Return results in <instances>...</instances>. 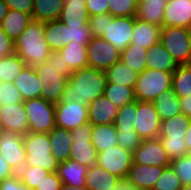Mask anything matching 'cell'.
<instances>
[{
    "mask_svg": "<svg viewBox=\"0 0 191 190\" xmlns=\"http://www.w3.org/2000/svg\"><path fill=\"white\" fill-rule=\"evenodd\" d=\"M106 82L105 71L91 67L73 71L68 79L61 101H77L88 105L103 96Z\"/></svg>",
    "mask_w": 191,
    "mask_h": 190,
    "instance_id": "cell-1",
    "label": "cell"
},
{
    "mask_svg": "<svg viewBox=\"0 0 191 190\" xmlns=\"http://www.w3.org/2000/svg\"><path fill=\"white\" fill-rule=\"evenodd\" d=\"M50 52L44 37V22L31 21L15 41L14 53L28 66L47 62Z\"/></svg>",
    "mask_w": 191,
    "mask_h": 190,
    "instance_id": "cell-2",
    "label": "cell"
},
{
    "mask_svg": "<svg viewBox=\"0 0 191 190\" xmlns=\"http://www.w3.org/2000/svg\"><path fill=\"white\" fill-rule=\"evenodd\" d=\"M23 142L26 153L25 165L56 172L59 163L51 154L49 133L28 132L23 136Z\"/></svg>",
    "mask_w": 191,
    "mask_h": 190,
    "instance_id": "cell-3",
    "label": "cell"
},
{
    "mask_svg": "<svg viewBox=\"0 0 191 190\" xmlns=\"http://www.w3.org/2000/svg\"><path fill=\"white\" fill-rule=\"evenodd\" d=\"M172 74L152 69H145L139 73L134 86L136 100L153 102L162 92L170 90Z\"/></svg>",
    "mask_w": 191,
    "mask_h": 190,
    "instance_id": "cell-4",
    "label": "cell"
},
{
    "mask_svg": "<svg viewBox=\"0 0 191 190\" xmlns=\"http://www.w3.org/2000/svg\"><path fill=\"white\" fill-rule=\"evenodd\" d=\"M160 42L178 65L191 63V30L189 28L162 26Z\"/></svg>",
    "mask_w": 191,
    "mask_h": 190,
    "instance_id": "cell-5",
    "label": "cell"
},
{
    "mask_svg": "<svg viewBox=\"0 0 191 190\" xmlns=\"http://www.w3.org/2000/svg\"><path fill=\"white\" fill-rule=\"evenodd\" d=\"M29 132L49 133L55 127V104L43 98L23 101Z\"/></svg>",
    "mask_w": 191,
    "mask_h": 190,
    "instance_id": "cell-6",
    "label": "cell"
},
{
    "mask_svg": "<svg viewBox=\"0 0 191 190\" xmlns=\"http://www.w3.org/2000/svg\"><path fill=\"white\" fill-rule=\"evenodd\" d=\"M91 130L90 123L70 130L73 139L70 159L88 168L97 163L98 157V152L91 142Z\"/></svg>",
    "mask_w": 191,
    "mask_h": 190,
    "instance_id": "cell-7",
    "label": "cell"
},
{
    "mask_svg": "<svg viewBox=\"0 0 191 190\" xmlns=\"http://www.w3.org/2000/svg\"><path fill=\"white\" fill-rule=\"evenodd\" d=\"M133 163V152L119 145L98 152L97 165L124 180Z\"/></svg>",
    "mask_w": 191,
    "mask_h": 190,
    "instance_id": "cell-8",
    "label": "cell"
},
{
    "mask_svg": "<svg viewBox=\"0 0 191 190\" xmlns=\"http://www.w3.org/2000/svg\"><path fill=\"white\" fill-rule=\"evenodd\" d=\"M89 123L88 105L77 101H60L55 104V126L72 130Z\"/></svg>",
    "mask_w": 191,
    "mask_h": 190,
    "instance_id": "cell-9",
    "label": "cell"
},
{
    "mask_svg": "<svg viewBox=\"0 0 191 190\" xmlns=\"http://www.w3.org/2000/svg\"><path fill=\"white\" fill-rule=\"evenodd\" d=\"M88 67L106 71L120 60V52L102 37H93L87 44Z\"/></svg>",
    "mask_w": 191,
    "mask_h": 190,
    "instance_id": "cell-10",
    "label": "cell"
},
{
    "mask_svg": "<svg viewBox=\"0 0 191 190\" xmlns=\"http://www.w3.org/2000/svg\"><path fill=\"white\" fill-rule=\"evenodd\" d=\"M133 27L134 17H114L107 13V27L102 38L121 52L131 44Z\"/></svg>",
    "mask_w": 191,
    "mask_h": 190,
    "instance_id": "cell-11",
    "label": "cell"
},
{
    "mask_svg": "<svg viewBox=\"0 0 191 190\" xmlns=\"http://www.w3.org/2000/svg\"><path fill=\"white\" fill-rule=\"evenodd\" d=\"M135 123V131L142 140L159 138L161 120L153 102L137 100Z\"/></svg>",
    "mask_w": 191,
    "mask_h": 190,
    "instance_id": "cell-12",
    "label": "cell"
},
{
    "mask_svg": "<svg viewBox=\"0 0 191 190\" xmlns=\"http://www.w3.org/2000/svg\"><path fill=\"white\" fill-rule=\"evenodd\" d=\"M0 154L18 172L25 166V146L23 136L17 132L0 130Z\"/></svg>",
    "mask_w": 191,
    "mask_h": 190,
    "instance_id": "cell-13",
    "label": "cell"
},
{
    "mask_svg": "<svg viewBox=\"0 0 191 190\" xmlns=\"http://www.w3.org/2000/svg\"><path fill=\"white\" fill-rule=\"evenodd\" d=\"M133 163L149 166L169 167L171 160L168 157L159 138L144 139L133 152Z\"/></svg>",
    "mask_w": 191,
    "mask_h": 190,
    "instance_id": "cell-14",
    "label": "cell"
},
{
    "mask_svg": "<svg viewBox=\"0 0 191 190\" xmlns=\"http://www.w3.org/2000/svg\"><path fill=\"white\" fill-rule=\"evenodd\" d=\"M0 130L17 132L22 136L29 132L28 116L23 103L2 104Z\"/></svg>",
    "mask_w": 191,
    "mask_h": 190,
    "instance_id": "cell-15",
    "label": "cell"
},
{
    "mask_svg": "<svg viewBox=\"0 0 191 190\" xmlns=\"http://www.w3.org/2000/svg\"><path fill=\"white\" fill-rule=\"evenodd\" d=\"M164 168L132 163L124 180L135 189L152 190Z\"/></svg>",
    "mask_w": 191,
    "mask_h": 190,
    "instance_id": "cell-16",
    "label": "cell"
},
{
    "mask_svg": "<svg viewBox=\"0 0 191 190\" xmlns=\"http://www.w3.org/2000/svg\"><path fill=\"white\" fill-rule=\"evenodd\" d=\"M163 26H191V0H167Z\"/></svg>",
    "mask_w": 191,
    "mask_h": 190,
    "instance_id": "cell-17",
    "label": "cell"
},
{
    "mask_svg": "<svg viewBox=\"0 0 191 190\" xmlns=\"http://www.w3.org/2000/svg\"><path fill=\"white\" fill-rule=\"evenodd\" d=\"M119 108L104 96L88 104V121L91 125L114 124Z\"/></svg>",
    "mask_w": 191,
    "mask_h": 190,
    "instance_id": "cell-18",
    "label": "cell"
},
{
    "mask_svg": "<svg viewBox=\"0 0 191 190\" xmlns=\"http://www.w3.org/2000/svg\"><path fill=\"white\" fill-rule=\"evenodd\" d=\"M18 89L23 101L41 97V89L44 87L33 66H26L13 82Z\"/></svg>",
    "mask_w": 191,
    "mask_h": 190,
    "instance_id": "cell-19",
    "label": "cell"
},
{
    "mask_svg": "<svg viewBox=\"0 0 191 190\" xmlns=\"http://www.w3.org/2000/svg\"><path fill=\"white\" fill-rule=\"evenodd\" d=\"M88 167L68 159L58 164L56 173L62 181V185L72 188L86 186V174Z\"/></svg>",
    "mask_w": 191,
    "mask_h": 190,
    "instance_id": "cell-20",
    "label": "cell"
},
{
    "mask_svg": "<svg viewBox=\"0 0 191 190\" xmlns=\"http://www.w3.org/2000/svg\"><path fill=\"white\" fill-rule=\"evenodd\" d=\"M161 26L141 21L134 17L133 36L131 44L149 49L160 42Z\"/></svg>",
    "mask_w": 191,
    "mask_h": 190,
    "instance_id": "cell-21",
    "label": "cell"
},
{
    "mask_svg": "<svg viewBox=\"0 0 191 190\" xmlns=\"http://www.w3.org/2000/svg\"><path fill=\"white\" fill-rule=\"evenodd\" d=\"M66 26H83L88 23L89 14L86 0H64L59 19Z\"/></svg>",
    "mask_w": 191,
    "mask_h": 190,
    "instance_id": "cell-22",
    "label": "cell"
},
{
    "mask_svg": "<svg viewBox=\"0 0 191 190\" xmlns=\"http://www.w3.org/2000/svg\"><path fill=\"white\" fill-rule=\"evenodd\" d=\"M177 67L178 64L161 42L152 45L148 49L146 57V69L161 70L173 73Z\"/></svg>",
    "mask_w": 191,
    "mask_h": 190,
    "instance_id": "cell-23",
    "label": "cell"
},
{
    "mask_svg": "<svg viewBox=\"0 0 191 190\" xmlns=\"http://www.w3.org/2000/svg\"><path fill=\"white\" fill-rule=\"evenodd\" d=\"M49 140L52 145L51 154L58 163L70 159L73 143L70 130L55 126L51 132H49Z\"/></svg>",
    "mask_w": 191,
    "mask_h": 190,
    "instance_id": "cell-24",
    "label": "cell"
},
{
    "mask_svg": "<svg viewBox=\"0 0 191 190\" xmlns=\"http://www.w3.org/2000/svg\"><path fill=\"white\" fill-rule=\"evenodd\" d=\"M44 37L51 51H59L70 43V28L58 19L44 22Z\"/></svg>",
    "mask_w": 191,
    "mask_h": 190,
    "instance_id": "cell-25",
    "label": "cell"
},
{
    "mask_svg": "<svg viewBox=\"0 0 191 190\" xmlns=\"http://www.w3.org/2000/svg\"><path fill=\"white\" fill-rule=\"evenodd\" d=\"M122 180L107 172L97 164L89 167L86 174V187L89 190H112Z\"/></svg>",
    "mask_w": 191,
    "mask_h": 190,
    "instance_id": "cell-26",
    "label": "cell"
},
{
    "mask_svg": "<svg viewBox=\"0 0 191 190\" xmlns=\"http://www.w3.org/2000/svg\"><path fill=\"white\" fill-rule=\"evenodd\" d=\"M167 0H142L137 3L136 18L151 24L163 26Z\"/></svg>",
    "mask_w": 191,
    "mask_h": 190,
    "instance_id": "cell-27",
    "label": "cell"
},
{
    "mask_svg": "<svg viewBox=\"0 0 191 190\" xmlns=\"http://www.w3.org/2000/svg\"><path fill=\"white\" fill-rule=\"evenodd\" d=\"M31 21L32 15L9 9L0 27L15 42Z\"/></svg>",
    "mask_w": 191,
    "mask_h": 190,
    "instance_id": "cell-28",
    "label": "cell"
},
{
    "mask_svg": "<svg viewBox=\"0 0 191 190\" xmlns=\"http://www.w3.org/2000/svg\"><path fill=\"white\" fill-rule=\"evenodd\" d=\"M59 52L64 59L63 61L72 72L88 67L87 44H79L71 41L62 47Z\"/></svg>",
    "mask_w": 191,
    "mask_h": 190,
    "instance_id": "cell-29",
    "label": "cell"
},
{
    "mask_svg": "<svg viewBox=\"0 0 191 190\" xmlns=\"http://www.w3.org/2000/svg\"><path fill=\"white\" fill-rule=\"evenodd\" d=\"M64 0H34L32 18L39 22H48L59 19Z\"/></svg>",
    "mask_w": 191,
    "mask_h": 190,
    "instance_id": "cell-30",
    "label": "cell"
},
{
    "mask_svg": "<svg viewBox=\"0 0 191 190\" xmlns=\"http://www.w3.org/2000/svg\"><path fill=\"white\" fill-rule=\"evenodd\" d=\"M91 142L97 152L106 151L118 145L117 129L114 124L92 125Z\"/></svg>",
    "mask_w": 191,
    "mask_h": 190,
    "instance_id": "cell-31",
    "label": "cell"
},
{
    "mask_svg": "<svg viewBox=\"0 0 191 190\" xmlns=\"http://www.w3.org/2000/svg\"><path fill=\"white\" fill-rule=\"evenodd\" d=\"M153 104L161 121L170 119L181 113L179 97L172 88L162 92L153 101Z\"/></svg>",
    "mask_w": 191,
    "mask_h": 190,
    "instance_id": "cell-32",
    "label": "cell"
},
{
    "mask_svg": "<svg viewBox=\"0 0 191 190\" xmlns=\"http://www.w3.org/2000/svg\"><path fill=\"white\" fill-rule=\"evenodd\" d=\"M106 80L108 83L119 84L123 86L133 87L136 84L138 73L131 70L120 60L114 63L106 71Z\"/></svg>",
    "mask_w": 191,
    "mask_h": 190,
    "instance_id": "cell-33",
    "label": "cell"
},
{
    "mask_svg": "<svg viewBox=\"0 0 191 190\" xmlns=\"http://www.w3.org/2000/svg\"><path fill=\"white\" fill-rule=\"evenodd\" d=\"M190 122L191 118L182 113L161 121L159 138H184Z\"/></svg>",
    "mask_w": 191,
    "mask_h": 190,
    "instance_id": "cell-34",
    "label": "cell"
},
{
    "mask_svg": "<svg viewBox=\"0 0 191 190\" xmlns=\"http://www.w3.org/2000/svg\"><path fill=\"white\" fill-rule=\"evenodd\" d=\"M148 49L129 44L120 52V61L138 74L146 69V57Z\"/></svg>",
    "mask_w": 191,
    "mask_h": 190,
    "instance_id": "cell-35",
    "label": "cell"
},
{
    "mask_svg": "<svg viewBox=\"0 0 191 190\" xmlns=\"http://www.w3.org/2000/svg\"><path fill=\"white\" fill-rule=\"evenodd\" d=\"M26 66L16 53L4 56L0 60V83H13Z\"/></svg>",
    "mask_w": 191,
    "mask_h": 190,
    "instance_id": "cell-36",
    "label": "cell"
},
{
    "mask_svg": "<svg viewBox=\"0 0 191 190\" xmlns=\"http://www.w3.org/2000/svg\"><path fill=\"white\" fill-rule=\"evenodd\" d=\"M103 96L118 108L136 100L133 87L108 82H106Z\"/></svg>",
    "mask_w": 191,
    "mask_h": 190,
    "instance_id": "cell-37",
    "label": "cell"
},
{
    "mask_svg": "<svg viewBox=\"0 0 191 190\" xmlns=\"http://www.w3.org/2000/svg\"><path fill=\"white\" fill-rule=\"evenodd\" d=\"M172 89L179 98L191 95V63L178 65L172 74Z\"/></svg>",
    "mask_w": 191,
    "mask_h": 190,
    "instance_id": "cell-38",
    "label": "cell"
},
{
    "mask_svg": "<svg viewBox=\"0 0 191 190\" xmlns=\"http://www.w3.org/2000/svg\"><path fill=\"white\" fill-rule=\"evenodd\" d=\"M136 116L137 100L120 107L114 121L117 131L135 130Z\"/></svg>",
    "mask_w": 191,
    "mask_h": 190,
    "instance_id": "cell-39",
    "label": "cell"
},
{
    "mask_svg": "<svg viewBox=\"0 0 191 190\" xmlns=\"http://www.w3.org/2000/svg\"><path fill=\"white\" fill-rule=\"evenodd\" d=\"M51 172L35 166L25 165L17 174L23 184L27 185L31 190H35L43 179Z\"/></svg>",
    "mask_w": 191,
    "mask_h": 190,
    "instance_id": "cell-40",
    "label": "cell"
},
{
    "mask_svg": "<svg viewBox=\"0 0 191 190\" xmlns=\"http://www.w3.org/2000/svg\"><path fill=\"white\" fill-rule=\"evenodd\" d=\"M35 72L40 78L42 85L49 84H67L68 78L60 74V70L52 68L49 63L44 62L33 66Z\"/></svg>",
    "mask_w": 191,
    "mask_h": 190,
    "instance_id": "cell-41",
    "label": "cell"
},
{
    "mask_svg": "<svg viewBox=\"0 0 191 190\" xmlns=\"http://www.w3.org/2000/svg\"><path fill=\"white\" fill-rule=\"evenodd\" d=\"M109 14L114 17H135L137 3L134 0H109Z\"/></svg>",
    "mask_w": 191,
    "mask_h": 190,
    "instance_id": "cell-42",
    "label": "cell"
},
{
    "mask_svg": "<svg viewBox=\"0 0 191 190\" xmlns=\"http://www.w3.org/2000/svg\"><path fill=\"white\" fill-rule=\"evenodd\" d=\"M170 160L188 155L185 138H159Z\"/></svg>",
    "mask_w": 191,
    "mask_h": 190,
    "instance_id": "cell-43",
    "label": "cell"
},
{
    "mask_svg": "<svg viewBox=\"0 0 191 190\" xmlns=\"http://www.w3.org/2000/svg\"><path fill=\"white\" fill-rule=\"evenodd\" d=\"M170 166L182 185H191V154L172 160Z\"/></svg>",
    "mask_w": 191,
    "mask_h": 190,
    "instance_id": "cell-44",
    "label": "cell"
},
{
    "mask_svg": "<svg viewBox=\"0 0 191 190\" xmlns=\"http://www.w3.org/2000/svg\"><path fill=\"white\" fill-rule=\"evenodd\" d=\"M181 180L175 174L171 166L165 167L160 178L152 190H180Z\"/></svg>",
    "mask_w": 191,
    "mask_h": 190,
    "instance_id": "cell-45",
    "label": "cell"
},
{
    "mask_svg": "<svg viewBox=\"0 0 191 190\" xmlns=\"http://www.w3.org/2000/svg\"><path fill=\"white\" fill-rule=\"evenodd\" d=\"M117 138L118 145L130 152H134L142 142L135 130L117 131Z\"/></svg>",
    "mask_w": 191,
    "mask_h": 190,
    "instance_id": "cell-46",
    "label": "cell"
},
{
    "mask_svg": "<svg viewBox=\"0 0 191 190\" xmlns=\"http://www.w3.org/2000/svg\"><path fill=\"white\" fill-rule=\"evenodd\" d=\"M0 94L2 104H18L23 103V99L20 95L18 89L13 85V83L5 82L0 83Z\"/></svg>",
    "mask_w": 191,
    "mask_h": 190,
    "instance_id": "cell-47",
    "label": "cell"
},
{
    "mask_svg": "<svg viewBox=\"0 0 191 190\" xmlns=\"http://www.w3.org/2000/svg\"><path fill=\"white\" fill-rule=\"evenodd\" d=\"M66 84H45L41 89V98L54 104L61 101Z\"/></svg>",
    "mask_w": 191,
    "mask_h": 190,
    "instance_id": "cell-48",
    "label": "cell"
},
{
    "mask_svg": "<svg viewBox=\"0 0 191 190\" xmlns=\"http://www.w3.org/2000/svg\"><path fill=\"white\" fill-rule=\"evenodd\" d=\"M92 38L93 36L91 35L89 23L81 27L70 26V42L74 41L79 44H88Z\"/></svg>",
    "mask_w": 191,
    "mask_h": 190,
    "instance_id": "cell-49",
    "label": "cell"
},
{
    "mask_svg": "<svg viewBox=\"0 0 191 190\" xmlns=\"http://www.w3.org/2000/svg\"><path fill=\"white\" fill-rule=\"evenodd\" d=\"M88 23L90 25L91 35L93 37H102L107 27V13L89 16Z\"/></svg>",
    "mask_w": 191,
    "mask_h": 190,
    "instance_id": "cell-50",
    "label": "cell"
},
{
    "mask_svg": "<svg viewBox=\"0 0 191 190\" xmlns=\"http://www.w3.org/2000/svg\"><path fill=\"white\" fill-rule=\"evenodd\" d=\"M63 60L64 59L59 51H51L47 63H49L52 68L60 70V74L69 79L73 72Z\"/></svg>",
    "mask_w": 191,
    "mask_h": 190,
    "instance_id": "cell-51",
    "label": "cell"
},
{
    "mask_svg": "<svg viewBox=\"0 0 191 190\" xmlns=\"http://www.w3.org/2000/svg\"><path fill=\"white\" fill-rule=\"evenodd\" d=\"M109 0H86L89 16L109 13Z\"/></svg>",
    "mask_w": 191,
    "mask_h": 190,
    "instance_id": "cell-52",
    "label": "cell"
},
{
    "mask_svg": "<svg viewBox=\"0 0 191 190\" xmlns=\"http://www.w3.org/2000/svg\"><path fill=\"white\" fill-rule=\"evenodd\" d=\"M62 181L56 172H51L41 181L35 190H61Z\"/></svg>",
    "mask_w": 191,
    "mask_h": 190,
    "instance_id": "cell-53",
    "label": "cell"
},
{
    "mask_svg": "<svg viewBox=\"0 0 191 190\" xmlns=\"http://www.w3.org/2000/svg\"><path fill=\"white\" fill-rule=\"evenodd\" d=\"M0 190H31L27 185L23 184L19 175L16 173L11 177L0 181Z\"/></svg>",
    "mask_w": 191,
    "mask_h": 190,
    "instance_id": "cell-54",
    "label": "cell"
},
{
    "mask_svg": "<svg viewBox=\"0 0 191 190\" xmlns=\"http://www.w3.org/2000/svg\"><path fill=\"white\" fill-rule=\"evenodd\" d=\"M9 9L32 15L34 0H4Z\"/></svg>",
    "mask_w": 191,
    "mask_h": 190,
    "instance_id": "cell-55",
    "label": "cell"
},
{
    "mask_svg": "<svg viewBox=\"0 0 191 190\" xmlns=\"http://www.w3.org/2000/svg\"><path fill=\"white\" fill-rule=\"evenodd\" d=\"M15 42L0 27V50L3 56L14 53Z\"/></svg>",
    "mask_w": 191,
    "mask_h": 190,
    "instance_id": "cell-56",
    "label": "cell"
},
{
    "mask_svg": "<svg viewBox=\"0 0 191 190\" xmlns=\"http://www.w3.org/2000/svg\"><path fill=\"white\" fill-rule=\"evenodd\" d=\"M17 172L1 157L0 154V181L4 180L5 178L11 177Z\"/></svg>",
    "mask_w": 191,
    "mask_h": 190,
    "instance_id": "cell-57",
    "label": "cell"
},
{
    "mask_svg": "<svg viewBox=\"0 0 191 190\" xmlns=\"http://www.w3.org/2000/svg\"><path fill=\"white\" fill-rule=\"evenodd\" d=\"M179 100L181 113L191 118V95L188 97L179 98Z\"/></svg>",
    "mask_w": 191,
    "mask_h": 190,
    "instance_id": "cell-58",
    "label": "cell"
},
{
    "mask_svg": "<svg viewBox=\"0 0 191 190\" xmlns=\"http://www.w3.org/2000/svg\"><path fill=\"white\" fill-rule=\"evenodd\" d=\"M112 190H137L134 187H132L130 184H128L125 180H122L116 187H114Z\"/></svg>",
    "mask_w": 191,
    "mask_h": 190,
    "instance_id": "cell-59",
    "label": "cell"
},
{
    "mask_svg": "<svg viewBox=\"0 0 191 190\" xmlns=\"http://www.w3.org/2000/svg\"><path fill=\"white\" fill-rule=\"evenodd\" d=\"M8 6L4 2V0H0V23L2 22L3 18L6 16L8 13Z\"/></svg>",
    "mask_w": 191,
    "mask_h": 190,
    "instance_id": "cell-60",
    "label": "cell"
},
{
    "mask_svg": "<svg viewBox=\"0 0 191 190\" xmlns=\"http://www.w3.org/2000/svg\"><path fill=\"white\" fill-rule=\"evenodd\" d=\"M186 135H185V143L188 149L189 154H191V122L189 125V128L186 130Z\"/></svg>",
    "mask_w": 191,
    "mask_h": 190,
    "instance_id": "cell-61",
    "label": "cell"
},
{
    "mask_svg": "<svg viewBox=\"0 0 191 190\" xmlns=\"http://www.w3.org/2000/svg\"><path fill=\"white\" fill-rule=\"evenodd\" d=\"M61 190H89V189L86 186H82L79 188H72V187L67 186V185H62Z\"/></svg>",
    "mask_w": 191,
    "mask_h": 190,
    "instance_id": "cell-62",
    "label": "cell"
},
{
    "mask_svg": "<svg viewBox=\"0 0 191 190\" xmlns=\"http://www.w3.org/2000/svg\"><path fill=\"white\" fill-rule=\"evenodd\" d=\"M180 190H191V185H182Z\"/></svg>",
    "mask_w": 191,
    "mask_h": 190,
    "instance_id": "cell-63",
    "label": "cell"
},
{
    "mask_svg": "<svg viewBox=\"0 0 191 190\" xmlns=\"http://www.w3.org/2000/svg\"><path fill=\"white\" fill-rule=\"evenodd\" d=\"M4 56L2 55V50H0V60L3 58Z\"/></svg>",
    "mask_w": 191,
    "mask_h": 190,
    "instance_id": "cell-64",
    "label": "cell"
},
{
    "mask_svg": "<svg viewBox=\"0 0 191 190\" xmlns=\"http://www.w3.org/2000/svg\"><path fill=\"white\" fill-rule=\"evenodd\" d=\"M1 97H2V95L0 94V108L2 106Z\"/></svg>",
    "mask_w": 191,
    "mask_h": 190,
    "instance_id": "cell-65",
    "label": "cell"
},
{
    "mask_svg": "<svg viewBox=\"0 0 191 190\" xmlns=\"http://www.w3.org/2000/svg\"><path fill=\"white\" fill-rule=\"evenodd\" d=\"M136 3H139V2H141L142 0H134Z\"/></svg>",
    "mask_w": 191,
    "mask_h": 190,
    "instance_id": "cell-66",
    "label": "cell"
}]
</instances>
